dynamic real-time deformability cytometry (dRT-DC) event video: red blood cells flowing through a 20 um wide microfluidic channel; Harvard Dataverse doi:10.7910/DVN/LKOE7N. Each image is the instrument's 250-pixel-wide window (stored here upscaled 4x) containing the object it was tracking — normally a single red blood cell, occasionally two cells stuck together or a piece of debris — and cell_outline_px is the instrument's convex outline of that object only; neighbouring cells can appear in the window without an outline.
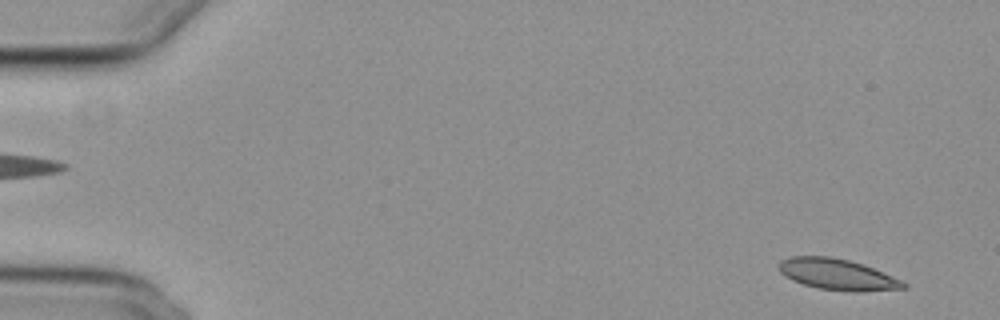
{"species": "common noctule bat (a hibernating species)", "species_latin": "Nyctalus noctula", "temperature_condition": "cold", "stored_images_in_passage": 55, "camera_frame_rate_fps": 3000, "um_per_image_px": 0.085, "animal": {"sex": "female", "body_mass_g": 29.2, "forearm_length_mm": 56.3}, "frame": {"image": 1, "passage_image": 3, "time_ms": 0.667, "image_size_px": [1000, 320], "cell_outline_px": [[908, 288], [860, 292], [852, 292], [816, 288], [792, 280], [784, 276], [780, 272], [780, 260], [792, 256], [832, 256], [864, 264], [892, 276], [908, 284]], "centroid_in_image_um": [71.19, 23.33], "position_along_channel_um": 13.8, "area_um2": 22.66}}
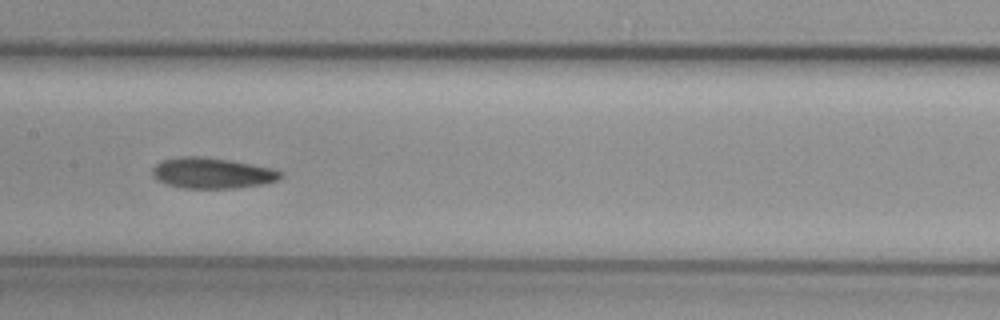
{"frame": {"image": 2, "passage_image": 28, "time_ms": 9.0, "image_size_px": [1000, 320], "cell_outline_px": [[284, 176], [280, 180], [260, 184], [236, 188], [180, 188], [156, 180], [152, 176], [152, 168], [160, 160], [180, 156], [200, 156], [228, 160], [252, 164], [272, 168], [284, 172]], "centroid_in_image_um": [18.02, 14.71], "position_along_channel_um": 189.4, "area_um2": 23.18}}
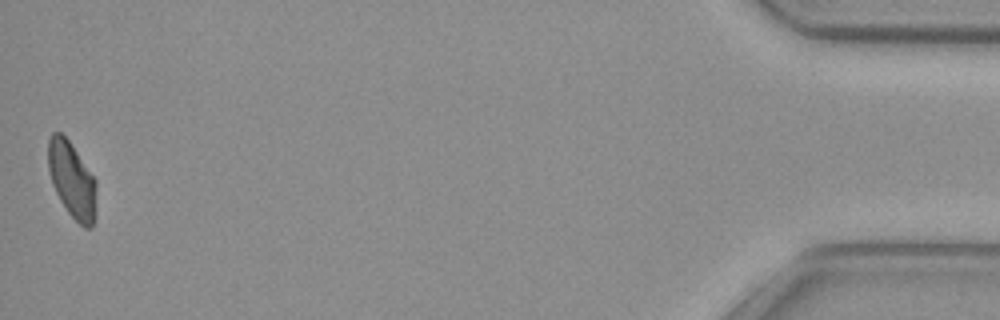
{"frame": {"image": 3, "passage_image": 55, "time_ms": 18.0, "image_size_px": [1000, 320], "cell_outline_px": [[96, 188], [92, 228], [84, 228], [68, 212], [60, 200], [52, 184], [48, 168], [48, 140], [52, 132], [60, 132], [68, 140], [96, 180]], "centroid_in_image_um": [6.09, 15.28], "position_along_channel_um": 429.1, "area_um2": 20.92}}